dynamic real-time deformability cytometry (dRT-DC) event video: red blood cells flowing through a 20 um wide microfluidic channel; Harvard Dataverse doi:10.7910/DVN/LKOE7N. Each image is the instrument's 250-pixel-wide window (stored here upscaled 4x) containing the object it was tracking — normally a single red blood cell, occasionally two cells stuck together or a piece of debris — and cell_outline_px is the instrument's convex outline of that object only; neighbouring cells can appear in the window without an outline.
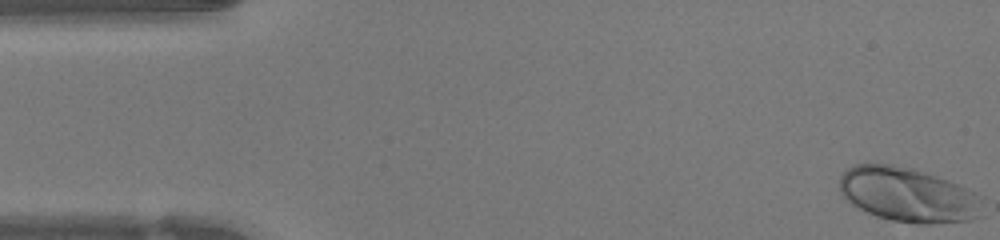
{"species": "human", "species_latin": "Homo sapiens", "temperature_condition": "warm", "stored_images_in_passage": 47, "camera_frame_rate_fps": 3000, "um_per_image_px": 0.085, "donor": {"sex": "female"}, "frame": {"image": 1, "passage_image": 1, "time_ms": 0.0, "image_size_px": [1000, 240], "cell_outline_px": [[984, 216], [972, 220], [928, 224], [916, 224], [892, 220], [876, 216], [852, 204], [840, 192], [840, 176], [848, 168], [856, 164], [892, 164], [912, 168], [948, 180], [976, 192], [984, 196]], "centroid_in_image_um": [77.28, 16.57], "position_along_channel_um": 7.7, "area_um2": 45.89}}
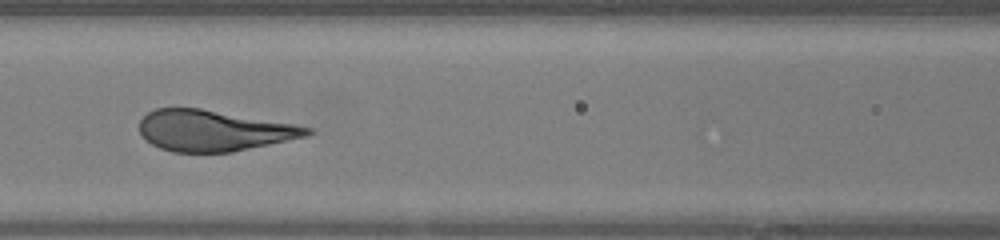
{"frame": {"image": 2, "passage_image": 20, "time_ms": 6.333, "image_size_px": [1000, 240], "cell_outline_px": [[312, 132], [304, 136], [232, 152], [172, 152], [160, 148], [144, 140], [140, 136], [140, 120], [148, 112], [156, 108], [200, 108], [296, 124], [312, 128]], "centroid_in_image_um": [18.09, 11.1], "position_along_channel_um": 148.5, "area_um2": 39.77}}
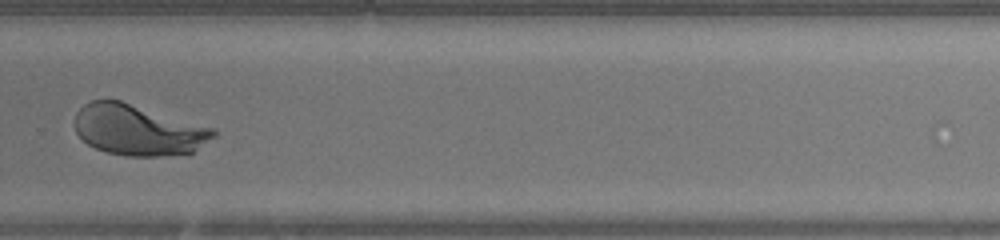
{"frame": {"image": 3, "passage_image": 32, "time_ms": 10.333, "image_size_px": [1000, 240], "cell_outline_px": [[216, 136], [192, 152], [160, 156], [128, 156], [108, 152], [96, 148], [88, 144], [76, 132], [76, 112], [84, 104], [92, 100], [120, 100], [216, 128]], "centroid_in_image_um": [11.77, 11.04], "position_along_channel_um": 318.0, "area_um2": 40.86}}